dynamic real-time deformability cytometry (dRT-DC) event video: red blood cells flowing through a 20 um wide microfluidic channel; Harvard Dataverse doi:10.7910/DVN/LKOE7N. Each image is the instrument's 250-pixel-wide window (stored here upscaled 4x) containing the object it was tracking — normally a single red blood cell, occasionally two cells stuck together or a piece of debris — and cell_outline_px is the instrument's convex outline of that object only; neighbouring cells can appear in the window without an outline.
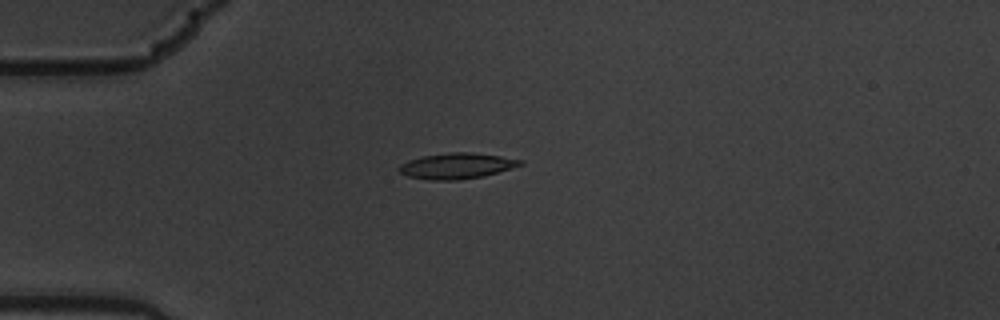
{"species": "common noctule bat (a hibernating species)", "species_latin": "Nyctalus noctula", "temperature_condition": "warm", "stored_images_in_passage": 2, "camera_frame_rate_fps": 3000, "um_per_image_px": 0.085, "animal": {"sex": "male", "body_mass_g": 19.5, "forearm_length_mm": 54.6}, "frame": {"image": 1, "passage_image": 2, "time_ms": 0.333, "image_size_px": [1000, 320], "cell_outline_px": [[524, 164], [512, 168], [484, 176], [456, 180], [432, 180], [408, 176], [400, 172], [396, 168], [400, 164], [408, 160], [424, 156], [452, 152], [472, 152], [500, 156], [524, 160]], "centroid_in_image_um": [38.83, 14.1], "position_along_channel_um": 46.2, "area_um2": 18.15}}